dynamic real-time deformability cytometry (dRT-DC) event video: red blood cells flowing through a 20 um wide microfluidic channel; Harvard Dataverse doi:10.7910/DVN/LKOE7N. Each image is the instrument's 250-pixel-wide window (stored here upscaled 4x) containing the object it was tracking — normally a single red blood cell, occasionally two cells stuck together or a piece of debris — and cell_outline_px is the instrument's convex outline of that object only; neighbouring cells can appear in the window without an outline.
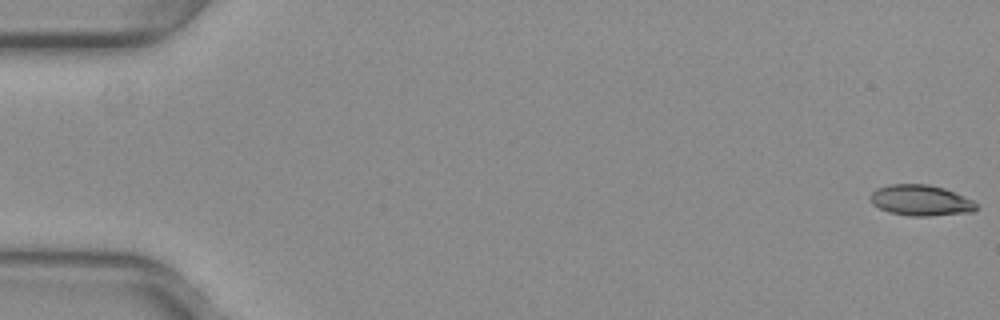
{"species": "common noctule bat (a hibernating species)", "species_latin": "Nyctalus noctula", "temperature_condition": "warm", "stored_images_in_passage": 49, "camera_frame_rate_fps": 3000, "um_per_image_px": 0.085, "animal": {"sex": "female", "body_mass_g": 29.2, "forearm_length_mm": 56.3}, "frame": {"image": 1, "passage_image": 1, "time_ms": 0.0, "image_size_px": [1000, 320], "cell_outline_px": [[976, 208], [972, 212], [932, 216], [908, 216], [888, 212], [872, 204], [868, 196], [876, 188], [888, 184], [928, 184], [944, 188], [972, 200], [976, 204]], "centroid_in_image_um": [78.21, 17.03], "position_along_channel_um": 6.8, "area_um2": 19.13}}
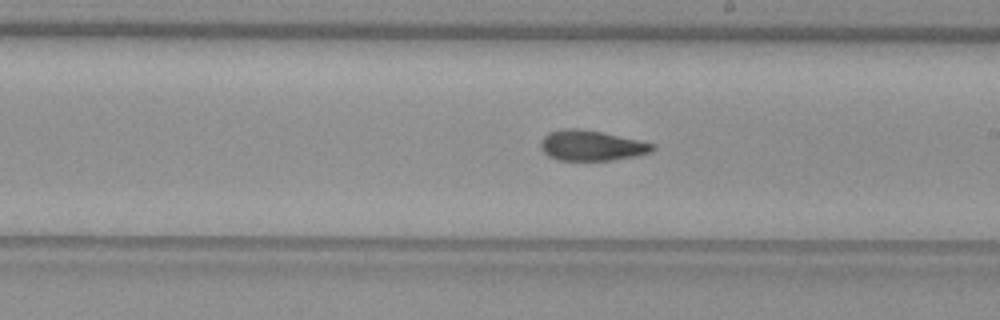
{"frame": {"image": 2, "passage_image": 31, "time_ms": 10.0, "image_size_px": [1000, 320], "cell_outline_px": [[656, 148], [652, 152], [636, 156], [612, 160], [560, 160], [548, 156], [540, 148], [540, 144], [544, 136], [548, 132], [564, 128], [576, 128], [600, 132], [656, 144]], "centroid_in_image_um": [50.27, 12.37], "position_along_channel_um": 238.7, "area_um2": 19.71}}
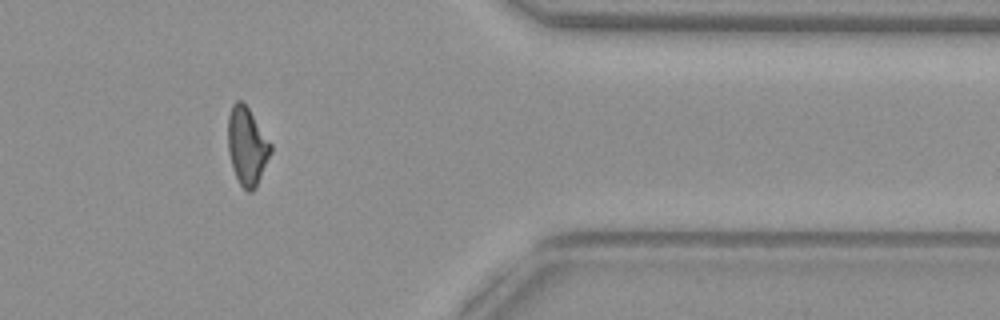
{"frame": {"image": 3, "passage_image": 44, "time_ms": 14.333, "image_size_px": [1000, 320], "cell_outline_px": [[272, 152], [256, 188], [252, 192], [248, 192], [240, 184], [232, 168], [228, 152], [228, 116], [232, 104], [236, 100], [240, 100], [248, 108], [272, 144]], "centroid_in_image_um": [21.0, 12.44], "position_along_channel_um": 390.4, "area_um2": 19.48}}